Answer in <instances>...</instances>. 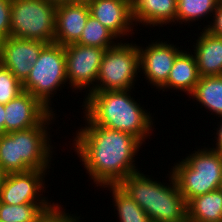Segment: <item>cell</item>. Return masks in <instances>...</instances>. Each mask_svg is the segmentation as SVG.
Masks as SVG:
<instances>
[{
  "mask_svg": "<svg viewBox=\"0 0 222 222\" xmlns=\"http://www.w3.org/2000/svg\"><path fill=\"white\" fill-rule=\"evenodd\" d=\"M73 148L96 186L118 185L139 172L135 162L142 142L132 134L95 125L86 115Z\"/></svg>",
  "mask_w": 222,
  "mask_h": 222,
  "instance_id": "6da1fadb",
  "label": "cell"
},
{
  "mask_svg": "<svg viewBox=\"0 0 222 222\" xmlns=\"http://www.w3.org/2000/svg\"><path fill=\"white\" fill-rule=\"evenodd\" d=\"M130 92L131 89L91 92L83 101L84 115L95 125L132 134L143 143L154 129L152 117Z\"/></svg>",
  "mask_w": 222,
  "mask_h": 222,
  "instance_id": "7a4b0ae2",
  "label": "cell"
},
{
  "mask_svg": "<svg viewBox=\"0 0 222 222\" xmlns=\"http://www.w3.org/2000/svg\"><path fill=\"white\" fill-rule=\"evenodd\" d=\"M169 173V184L151 179L139 171L130 174L118 186L145 211L152 222H187V203L173 173Z\"/></svg>",
  "mask_w": 222,
  "mask_h": 222,
  "instance_id": "3957f363",
  "label": "cell"
},
{
  "mask_svg": "<svg viewBox=\"0 0 222 222\" xmlns=\"http://www.w3.org/2000/svg\"><path fill=\"white\" fill-rule=\"evenodd\" d=\"M186 203L192 198L218 190L222 179V154L210 147L195 150L170 170Z\"/></svg>",
  "mask_w": 222,
  "mask_h": 222,
  "instance_id": "277c9868",
  "label": "cell"
},
{
  "mask_svg": "<svg viewBox=\"0 0 222 222\" xmlns=\"http://www.w3.org/2000/svg\"><path fill=\"white\" fill-rule=\"evenodd\" d=\"M67 82L65 46L47 44L32 65L31 72L22 82L23 91L31 93L52 113V99ZM63 85V86H62ZM55 92V93H53ZM51 105V106H50Z\"/></svg>",
  "mask_w": 222,
  "mask_h": 222,
  "instance_id": "5b68a950",
  "label": "cell"
},
{
  "mask_svg": "<svg viewBox=\"0 0 222 222\" xmlns=\"http://www.w3.org/2000/svg\"><path fill=\"white\" fill-rule=\"evenodd\" d=\"M56 6L51 0H12L10 36L54 43Z\"/></svg>",
  "mask_w": 222,
  "mask_h": 222,
  "instance_id": "8992f818",
  "label": "cell"
},
{
  "mask_svg": "<svg viewBox=\"0 0 222 222\" xmlns=\"http://www.w3.org/2000/svg\"><path fill=\"white\" fill-rule=\"evenodd\" d=\"M139 70L138 45L120 41L105 51L92 92L132 89Z\"/></svg>",
  "mask_w": 222,
  "mask_h": 222,
  "instance_id": "52a82bcc",
  "label": "cell"
},
{
  "mask_svg": "<svg viewBox=\"0 0 222 222\" xmlns=\"http://www.w3.org/2000/svg\"><path fill=\"white\" fill-rule=\"evenodd\" d=\"M106 49L72 43L65 45L66 76L70 88L81 91L83 88L90 94L95 89V83Z\"/></svg>",
  "mask_w": 222,
  "mask_h": 222,
  "instance_id": "ba28073f",
  "label": "cell"
},
{
  "mask_svg": "<svg viewBox=\"0 0 222 222\" xmlns=\"http://www.w3.org/2000/svg\"><path fill=\"white\" fill-rule=\"evenodd\" d=\"M55 118L53 112L39 126L17 131L18 158L30 170H47L50 167L53 146L49 138L50 128L47 127Z\"/></svg>",
  "mask_w": 222,
  "mask_h": 222,
  "instance_id": "9c48e42d",
  "label": "cell"
},
{
  "mask_svg": "<svg viewBox=\"0 0 222 222\" xmlns=\"http://www.w3.org/2000/svg\"><path fill=\"white\" fill-rule=\"evenodd\" d=\"M46 171L29 170L27 172L7 173L0 190V202L8 205L51 203L47 197L42 196L45 192L44 188H46L45 182H43L47 175Z\"/></svg>",
  "mask_w": 222,
  "mask_h": 222,
  "instance_id": "30bf717a",
  "label": "cell"
},
{
  "mask_svg": "<svg viewBox=\"0 0 222 222\" xmlns=\"http://www.w3.org/2000/svg\"><path fill=\"white\" fill-rule=\"evenodd\" d=\"M151 41L145 48L138 46L139 67L144 78L156 89H160L167 83L177 55L182 51L167 41ZM143 47V48H142Z\"/></svg>",
  "mask_w": 222,
  "mask_h": 222,
  "instance_id": "8fae6325",
  "label": "cell"
},
{
  "mask_svg": "<svg viewBox=\"0 0 222 222\" xmlns=\"http://www.w3.org/2000/svg\"><path fill=\"white\" fill-rule=\"evenodd\" d=\"M47 43L8 37L0 43V63L23 82Z\"/></svg>",
  "mask_w": 222,
  "mask_h": 222,
  "instance_id": "7c38bea8",
  "label": "cell"
},
{
  "mask_svg": "<svg viewBox=\"0 0 222 222\" xmlns=\"http://www.w3.org/2000/svg\"><path fill=\"white\" fill-rule=\"evenodd\" d=\"M52 112L27 91L5 104V133L39 126Z\"/></svg>",
  "mask_w": 222,
  "mask_h": 222,
  "instance_id": "4fadbf2b",
  "label": "cell"
},
{
  "mask_svg": "<svg viewBox=\"0 0 222 222\" xmlns=\"http://www.w3.org/2000/svg\"><path fill=\"white\" fill-rule=\"evenodd\" d=\"M87 4L90 15L117 38L121 39L123 36L134 34L132 32L134 23L131 15V0H90Z\"/></svg>",
  "mask_w": 222,
  "mask_h": 222,
  "instance_id": "5bb4252c",
  "label": "cell"
},
{
  "mask_svg": "<svg viewBox=\"0 0 222 222\" xmlns=\"http://www.w3.org/2000/svg\"><path fill=\"white\" fill-rule=\"evenodd\" d=\"M89 15L87 2L58 4L54 43L62 46L76 43L82 35Z\"/></svg>",
  "mask_w": 222,
  "mask_h": 222,
  "instance_id": "9a60e30c",
  "label": "cell"
},
{
  "mask_svg": "<svg viewBox=\"0 0 222 222\" xmlns=\"http://www.w3.org/2000/svg\"><path fill=\"white\" fill-rule=\"evenodd\" d=\"M176 14L177 0H131V15L135 26L137 23L145 27L173 24Z\"/></svg>",
  "mask_w": 222,
  "mask_h": 222,
  "instance_id": "2e32d148",
  "label": "cell"
},
{
  "mask_svg": "<svg viewBox=\"0 0 222 222\" xmlns=\"http://www.w3.org/2000/svg\"><path fill=\"white\" fill-rule=\"evenodd\" d=\"M193 48L200 77L222 75V38L204 28Z\"/></svg>",
  "mask_w": 222,
  "mask_h": 222,
  "instance_id": "e0dca14e",
  "label": "cell"
},
{
  "mask_svg": "<svg viewBox=\"0 0 222 222\" xmlns=\"http://www.w3.org/2000/svg\"><path fill=\"white\" fill-rule=\"evenodd\" d=\"M199 78L195 56L192 52L190 54V52L182 50L175 59L167 83L160 90L168 91L167 89L173 88V90H180L190 95L194 91Z\"/></svg>",
  "mask_w": 222,
  "mask_h": 222,
  "instance_id": "ac0fdd59",
  "label": "cell"
},
{
  "mask_svg": "<svg viewBox=\"0 0 222 222\" xmlns=\"http://www.w3.org/2000/svg\"><path fill=\"white\" fill-rule=\"evenodd\" d=\"M187 222H222V190L192 198L187 203Z\"/></svg>",
  "mask_w": 222,
  "mask_h": 222,
  "instance_id": "d6986e66",
  "label": "cell"
},
{
  "mask_svg": "<svg viewBox=\"0 0 222 222\" xmlns=\"http://www.w3.org/2000/svg\"><path fill=\"white\" fill-rule=\"evenodd\" d=\"M194 98L216 116H222V75L200 77L189 98Z\"/></svg>",
  "mask_w": 222,
  "mask_h": 222,
  "instance_id": "ffe728a7",
  "label": "cell"
},
{
  "mask_svg": "<svg viewBox=\"0 0 222 222\" xmlns=\"http://www.w3.org/2000/svg\"><path fill=\"white\" fill-rule=\"evenodd\" d=\"M58 203H27L8 205L0 202V221L2 222H40L52 212Z\"/></svg>",
  "mask_w": 222,
  "mask_h": 222,
  "instance_id": "44dd1931",
  "label": "cell"
},
{
  "mask_svg": "<svg viewBox=\"0 0 222 222\" xmlns=\"http://www.w3.org/2000/svg\"><path fill=\"white\" fill-rule=\"evenodd\" d=\"M112 191V198L119 222H152L145 211L118 185H105L102 188Z\"/></svg>",
  "mask_w": 222,
  "mask_h": 222,
  "instance_id": "7402d4cb",
  "label": "cell"
},
{
  "mask_svg": "<svg viewBox=\"0 0 222 222\" xmlns=\"http://www.w3.org/2000/svg\"><path fill=\"white\" fill-rule=\"evenodd\" d=\"M219 2L220 0H177L175 24L185 22L187 25L186 23H193L204 17L207 19L214 14Z\"/></svg>",
  "mask_w": 222,
  "mask_h": 222,
  "instance_id": "603a6c76",
  "label": "cell"
},
{
  "mask_svg": "<svg viewBox=\"0 0 222 222\" xmlns=\"http://www.w3.org/2000/svg\"><path fill=\"white\" fill-rule=\"evenodd\" d=\"M118 39L108 28L102 25L96 18L89 15L80 39L76 42L80 45L93 46L108 49L114 47Z\"/></svg>",
  "mask_w": 222,
  "mask_h": 222,
  "instance_id": "cb8c5ba5",
  "label": "cell"
},
{
  "mask_svg": "<svg viewBox=\"0 0 222 222\" xmlns=\"http://www.w3.org/2000/svg\"><path fill=\"white\" fill-rule=\"evenodd\" d=\"M0 166L6 173L30 170L21 158H18L17 131L0 134Z\"/></svg>",
  "mask_w": 222,
  "mask_h": 222,
  "instance_id": "d4e9b609",
  "label": "cell"
},
{
  "mask_svg": "<svg viewBox=\"0 0 222 222\" xmlns=\"http://www.w3.org/2000/svg\"><path fill=\"white\" fill-rule=\"evenodd\" d=\"M21 92L22 82L0 63V103L7 104Z\"/></svg>",
  "mask_w": 222,
  "mask_h": 222,
  "instance_id": "484cf974",
  "label": "cell"
},
{
  "mask_svg": "<svg viewBox=\"0 0 222 222\" xmlns=\"http://www.w3.org/2000/svg\"><path fill=\"white\" fill-rule=\"evenodd\" d=\"M12 0H0V43L10 37Z\"/></svg>",
  "mask_w": 222,
  "mask_h": 222,
  "instance_id": "4316f807",
  "label": "cell"
},
{
  "mask_svg": "<svg viewBox=\"0 0 222 222\" xmlns=\"http://www.w3.org/2000/svg\"><path fill=\"white\" fill-rule=\"evenodd\" d=\"M64 210V211H63ZM66 209L58 205L52 212L48 213L40 222H80V216L65 212Z\"/></svg>",
  "mask_w": 222,
  "mask_h": 222,
  "instance_id": "83f0119b",
  "label": "cell"
},
{
  "mask_svg": "<svg viewBox=\"0 0 222 222\" xmlns=\"http://www.w3.org/2000/svg\"><path fill=\"white\" fill-rule=\"evenodd\" d=\"M213 22V23H212ZM210 25L204 27L212 35L222 38V2L220 1L214 14Z\"/></svg>",
  "mask_w": 222,
  "mask_h": 222,
  "instance_id": "f1b7e54d",
  "label": "cell"
},
{
  "mask_svg": "<svg viewBox=\"0 0 222 222\" xmlns=\"http://www.w3.org/2000/svg\"><path fill=\"white\" fill-rule=\"evenodd\" d=\"M221 118H222V116H221ZM220 121L221 122H218L219 126L216 128L217 129V131H216L217 136L214 137V138H216V141H215L216 144L214 146L216 148L212 147L211 149L222 154V119Z\"/></svg>",
  "mask_w": 222,
  "mask_h": 222,
  "instance_id": "f546056e",
  "label": "cell"
},
{
  "mask_svg": "<svg viewBox=\"0 0 222 222\" xmlns=\"http://www.w3.org/2000/svg\"><path fill=\"white\" fill-rule=\"evenodd\" d=\"M5 133V105L0 103V134Z\"/></svg>",
  "mask_w": 222,
  "mask_h": 222,
  "instance_id": "4dcf8cb0",
  "label": "cell"
},
{
  "mask_svg": "<svg viewBox=\"0 0 222 222\" xmlns=\"http://www.w3.org/2000/svg\"><path fill=\"white\" fill-rule=\"evenodd\" d=\"M6 176H7V173L0 166V190H1L2 186H3V184H4Z\"/></svg>",
  "mask_w": 222,
  "mask_h": 222,
  "instance_id": "1f68e13d",
  "label": "cell"
},
{
  "mask_svg": "<svg viewBox=\"0 0 222 222\" xmlns=\"http://www.w3.org/2000/svg\"><path fill=\"white\" fill-rule=\"evenodd\" d=\"M54 2L56 5L58 4H63V3H78L80 0H51Z\"/></svg>",
  "mask_w": 222,
  "mask_h": 222,
  "instance_id": "d6a6232c",
  "label": "cell"
},
{
  "mask_svg": "<svg viewBox=\"0 0 222 222\" xmlns=\"http://www.w3.org/2000/svg\"><path fill=\"white\" fill-rule=\"evenodd\" d=\"M90 0H80V2H89Z\"/></svg>",
  "mask_w": 222,
  "mask_h": 222,
  "instance_id": "836d02e7",
  "label": "cell"
},
{
  "mask_svg": "<svg viewBox=\"0 0 222 222\" xmlns=\"http://www.w3.org/2000/svg\"><path fill=\"white\" fill-rule=\"evenodd\" d=\"M219 189H221V190H222V179H221V184H220V187H219Z\"/></svg>",
  "mask_w": 222,
  "mask_h": 222,
  "instance_id": "e575fe53",
  "label": "cell"
}]
</instances>
